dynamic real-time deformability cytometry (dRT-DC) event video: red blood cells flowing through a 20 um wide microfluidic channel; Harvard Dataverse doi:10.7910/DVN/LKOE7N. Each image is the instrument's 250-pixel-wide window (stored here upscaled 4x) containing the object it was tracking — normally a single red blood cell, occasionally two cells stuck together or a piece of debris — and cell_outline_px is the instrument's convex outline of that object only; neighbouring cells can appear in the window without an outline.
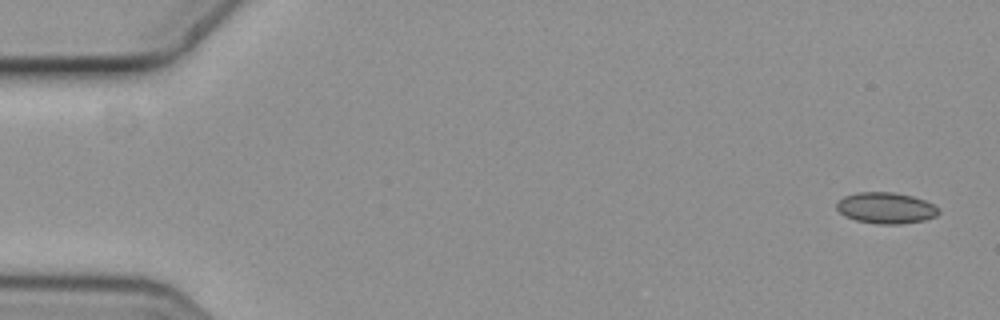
{"species": "common noctule bat (a hibernating species)", "species_latin": "Nyctalus noctula", "temperature_condition": "cold", "stored_images_in_passage": 7, "camera_frame_rate_fps": 3000, "um_per_image_px": 0.085, "animal": {"sex": "female", "body_mass_g": 19.3, "forearm_length_mm": 54.1}, "frame": {"image": 1, "passage_image": 1, "time_ms": 0.0, "image_size_px": [1000, 320], "cell_outline_px": [[940, 212], [936, 216], [924, 220], [900, 224], [876, 224], [856, 220], [844, 216], [836, 208], [836, 204], [844, 196], [856, 192], [892, 192], [912, 196], [924, 200], [940, 208]], "centroid_in_image_um": [75.3, 17.68], "position_along_channel_um": 9.7, "area_um2": 18.55}}
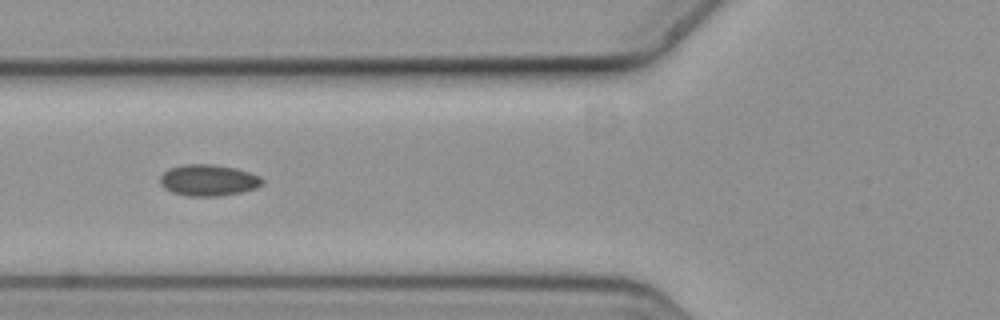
{"frame": {"image": 2, "passage_image": 6, "time_ms": 1.667, "image_size_px": [1000, 320], "cell_outline_px": [[264, 184], [256, 188], [240, 192], [216, 196], [188, 196], [172, 192], [164, 188], [160, 184], [160, 176], [168, 168], [180, 164], [212, 164], [236, 168], [260, 176], [264, 180]], "centroid_in_image_um": [17.7, 15.31], "position_along_channel_um": 108.1, "area_um2": 18.79}}
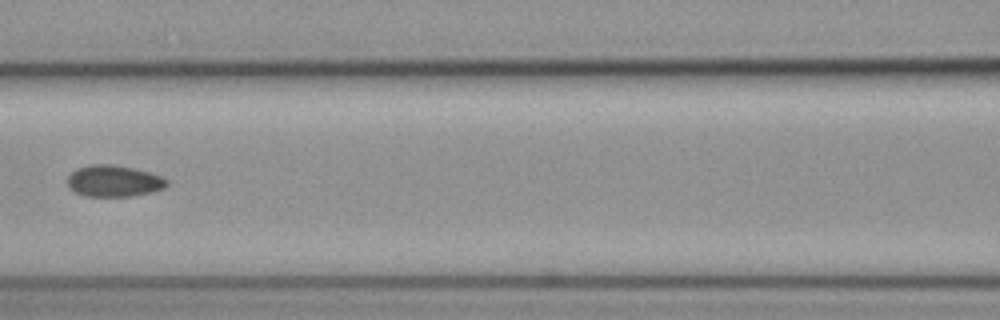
{"frame": {"image": 3, "passage_image": 7, "time_ms": 2.0, "image_size_px": [1000, 320], "cell_outline_px": [[168, 184], [164, 188], [152, 192], [132, 196], [84, 196], [68, 188], [68, 176], [76, 168], [88, 164], [116, 164], [136, 168], [160, 176], [168, 180]], "centroid_in_image_um": [9.66, 15.37], "position_along_channel_um": 156.9, "area_um2": 18.44}}